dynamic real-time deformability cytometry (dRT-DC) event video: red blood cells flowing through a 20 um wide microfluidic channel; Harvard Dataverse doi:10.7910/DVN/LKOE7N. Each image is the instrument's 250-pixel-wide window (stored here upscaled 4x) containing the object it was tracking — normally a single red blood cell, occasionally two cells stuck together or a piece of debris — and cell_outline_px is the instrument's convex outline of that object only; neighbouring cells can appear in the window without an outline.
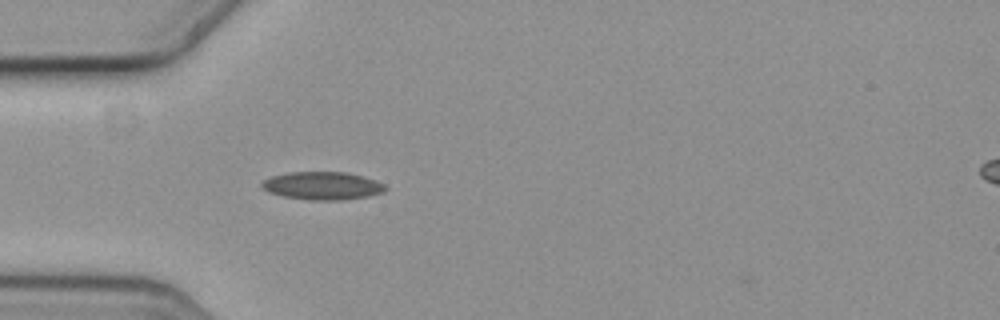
{"species": "common noctule bat (a hibernating species)", "species_latin": "Nyctalus noctula", "temperature_condition": "cold", "stored_images_in_passage": 42, "camera_frame_rate_fps": 3000, "um_per_image_px": 0.085, "animal": {"sex": "female", "body_mass_g": 19.3, "forearm_length_mm": 54.1}, "frame": {"image": 1, "passage_image": 2, "time_ms": 0.333, "image_size_px": [1000, 320], "cell_outline_px": [[388, 188], [384, 192], [368, 196], [344, 200], [308, 200], [284, 196], [268, 192], [260, 188], [260, 184], [264, 180], [272, 176], [288, 172], [344, 172], [376, 180], [384, 184]], "centroid_in_image_um": [27.39, 15.79], "position_along_channel_um": 57.6, "area_um2": 20.17}}
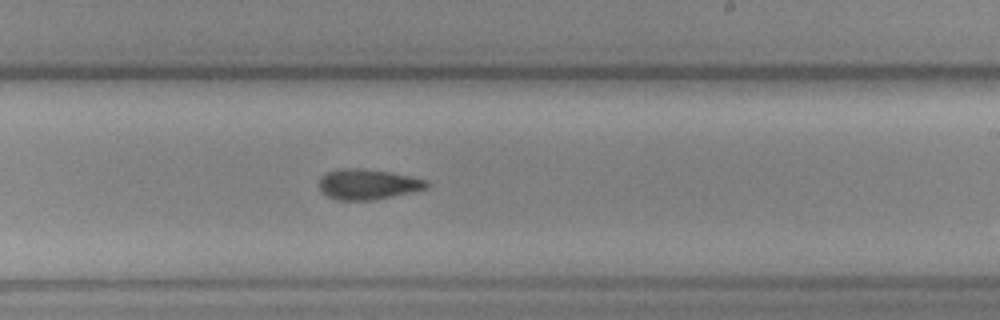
{"frame": {"image": 2, "passage_image": 19, "time_ms": 6.0, "image_size_px": [1000, 320], "cell_outline_px": [[432, 184], [428, 188], [392, 196], [372, 200], [336, 200], [320, 192], [320, 176], [324, 172], [340, 168], [364, 168], [412, 176], [428, 180]], "centroid_in_image_um": [31.26, 15.65], "position_along_channel_um": 257.7, "area_um2": 19.31}}
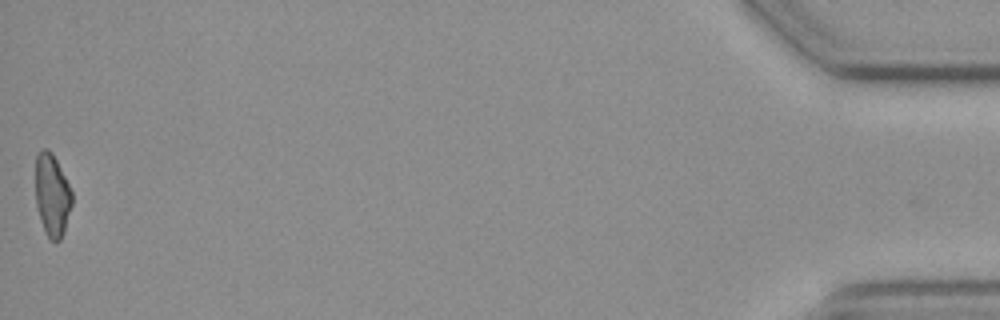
{"frame": {"image": 3, "passage_image": 42, "time_ms": 13.667, "image_size_px": [1000, 320], "cell_outline_px": [[72, 204], [64, 232], [60, 240], [52, 240], [48, 236], [40, 220], [36, 204], [36, 156], [44, 148], [48, 148], [52, 152], [72, 192]], "centroid_in_image_um": [4.43, 16.58], "position_along_channel_um": 430.8, "area_um2": 17.22}, "authors_computed_cell_mechanics": {"area_um2": 18.9295, "velocity_mm_per_s": 3.62, "shape_relaxation_time_tau1_ms": null, "shape_relaxation_time_tau2_ms": 4.5519, "deformation_change_tau1": null, "deformation_change_tau2": 0.1219}}